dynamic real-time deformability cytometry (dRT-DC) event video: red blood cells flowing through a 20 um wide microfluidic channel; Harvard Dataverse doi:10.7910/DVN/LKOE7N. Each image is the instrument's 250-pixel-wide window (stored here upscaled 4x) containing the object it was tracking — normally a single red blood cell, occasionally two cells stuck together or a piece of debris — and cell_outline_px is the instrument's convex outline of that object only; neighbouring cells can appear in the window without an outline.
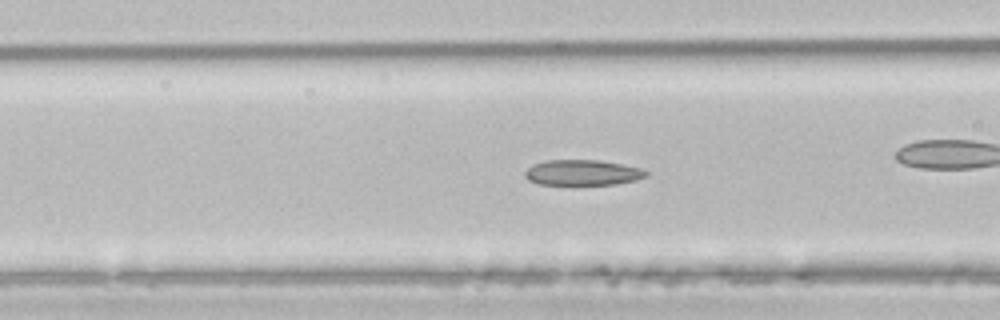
{"species": "common noctule bat (a hibernating species)", "species_latin": "Nyctalus noctula", "temperature_condition": "room temperature", "stored_images_in_passage": 46, "camera_frame_rate_fps": 3000, "um_per_image_px": 0.085, "animal": {"sex": "male", "body_mass_g": 21.5, "forearm_length_mm": 52.0}, "frame": {"image": 1, "passage_image": 14, "time_ms": 4.333, "image_size_px": [1000, 320], "cell_outline_px": [[648, 176], [636, 180], [616, 184], [572, 188], [568, 188], [540, 184], [528, 180], [524, 176], [524, 172], [532, 164], [548, 160], [600, 160], [644, 168], [648, 172]], "centroid_in_image_um": [49.51, 14.73], "position_along_channel_um": 117.1, "area_um2": 19.25}}
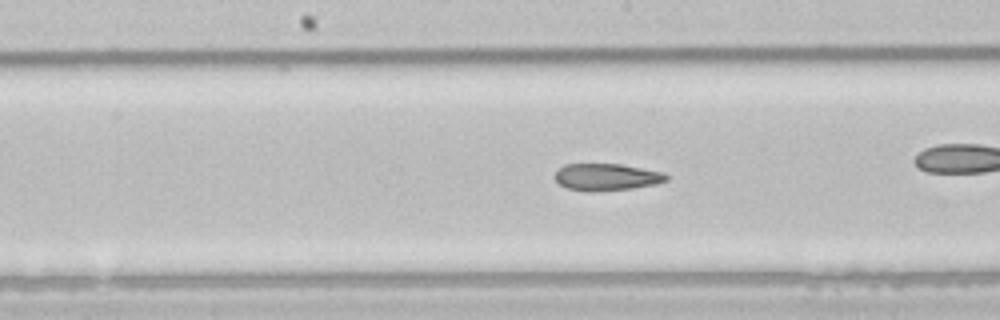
{"frame": {"image": 2, "passage_image": 20, "time_ms": 6.333, "image_size_px": [1000, 320], "cell_outline_px": [[668, 180], [656, 184], [632, 188], [592, 192], [584, 192], [568, 188], [560, 184], [552, 176], [556, 168], [564, 164], [620, 164], [664, 172], [668, 176]], "centroid_in_image_um": [51.51, 15.05], "position_along_channel_um": 196.7, "area_um2": 17.8}, "authors_computed_cell_mechanics": {"area_um2": 19.4497, "velocity_mm_per_s": 3.9592, "shape_relaxation_time_tau1_ms": null, "shape_relaxation_time_tau2_ms": 4.0667, "deformation_change_tau1": null, "deformation_change_tau2": 0.1177}}